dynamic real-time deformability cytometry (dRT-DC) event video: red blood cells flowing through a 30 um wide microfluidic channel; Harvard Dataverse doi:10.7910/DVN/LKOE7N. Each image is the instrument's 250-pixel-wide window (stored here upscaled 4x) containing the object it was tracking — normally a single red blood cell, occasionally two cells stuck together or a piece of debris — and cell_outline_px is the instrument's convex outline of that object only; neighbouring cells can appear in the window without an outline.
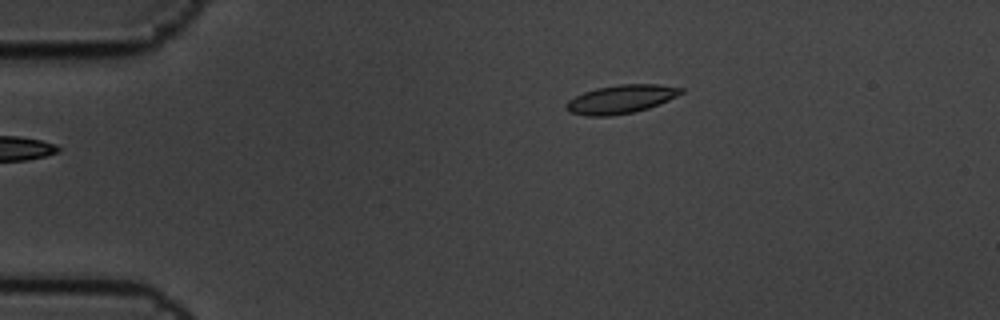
{"species": "common noctule bat (a hibernating species)", "species_latin": "Nyctalus noctula", "temperature_condition": "cold", "stored_images_in_passage": 5, "camera_frame_rate_fps": 3000, "um_per_image_px": 0.085, "animal": {"sex": "male", "body_mass_g": 19.5, "forearm_length_mm": 54.6}, "frame": {"image": 1, "passage_image": 1, "time_ms": 0.0, "image_size_px": [1000, 320], "cell_outline_px": [[684, 92], [668, 100], [648, 108], [632, 112], [608, 116], [588, 116], [568, 112], [564, 108], [564, 104], [568, 100], [584, 92], [596, 88], [620, 84], [656, 84], [684, 88]], "centroid_in_image_um": [52.74, 8.43], "position_along_channel_um": 32.3, "area_um2": 19.02}}
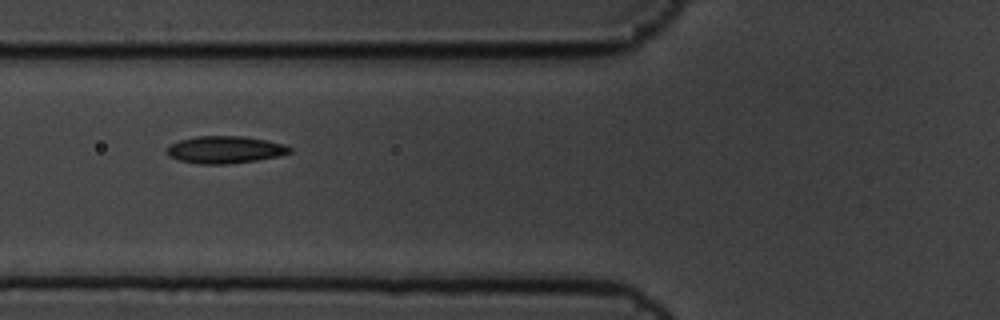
{"frame": {"image": 2, "passage_image": 4, "time_ms": 1.0, "image_size_px": [1000, 320], "cell_outline_px": [[292, 152], [276, 156], [256, 160], [228, 164], [200, 164], [180, 160], [168, 156], [164, 152], [164, 148], [168, 144], [180, 140], [196, 136], [244, 136], [268, 140], [284, 144], [292, 148]], "centroid_in_image_um": [19.07, 12.71], "position_along_channel_um": 106.7, "area_um2": 19.71}}
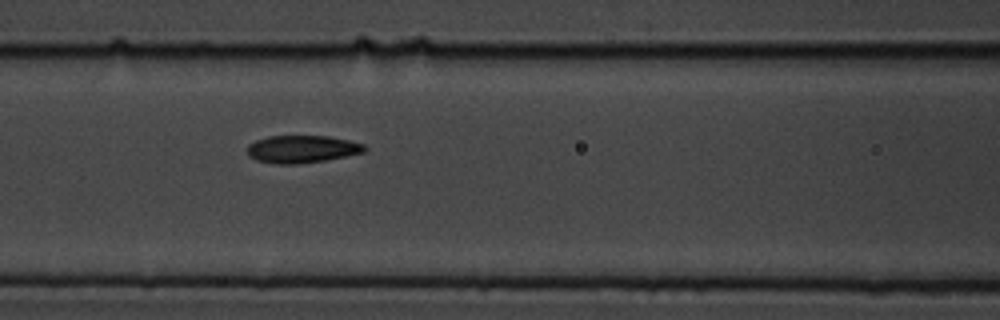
{"frame": {"image": 3, "passage_image": 5, "time_ms": 1.333, "image_size_px": [1000, 320], "cell_outline_px": [[368, 148], [364, 152], [324, 160], [296, 164], [276, 164], [256, 160], [248, 156], [248, 144], [256, 140], [268, 136], [328, 136], [348, 140], [364, 144]], "centroid_in_image_um": [25.65, 12.67], "position_along_channel_um": 141.0, "area_um2": 18.73}}